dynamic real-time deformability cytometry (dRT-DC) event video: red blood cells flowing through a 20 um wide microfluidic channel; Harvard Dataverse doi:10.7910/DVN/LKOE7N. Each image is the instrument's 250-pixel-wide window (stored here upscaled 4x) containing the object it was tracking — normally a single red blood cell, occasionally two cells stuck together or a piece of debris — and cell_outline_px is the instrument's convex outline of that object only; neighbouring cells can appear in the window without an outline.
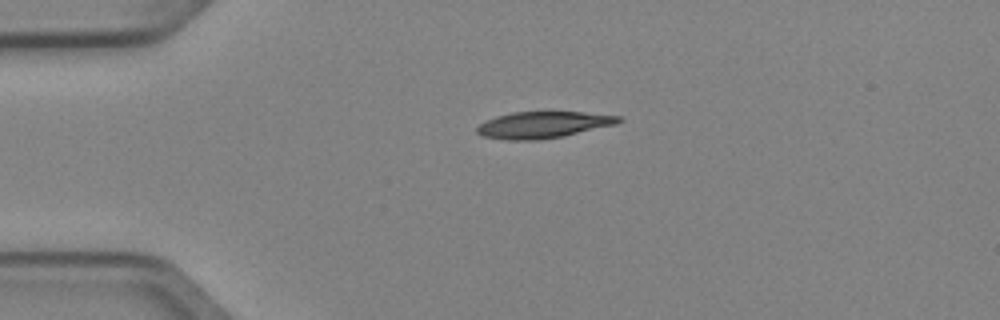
{"species": "Egyptian fruit bat (a non-hibernating species)", "species_latin": "Rousettus aegyptiacus", "temperature_condition": "cold", "stored_images_in_passage": 3, "camera_frame_rate_fps": 3000, "um_per_image_px": 0.085, "animal": {"sex": "female"}, "frame": {"image": 1, "passage_image": 1, "time_ms": 0.0, "image_size_px": [1000, 320], "cell_outline_px": [[624, 120], [616, 124], [564, 136], [540, 140], [508, 140], [484, 136], [476, 132], [476, 128], [480, 124], [496, 116], [512, 112], [584, 112], [620, 116]], "centroid_in_image_um": [46.19, 10.61], "position_along_channel_um": 38.8, "area_um2": 21.85}}
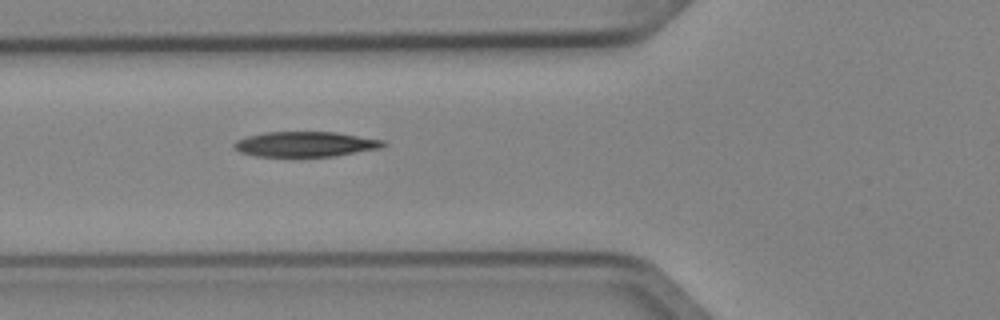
{"frame": {"image": 2, "passage_image": 3, "time_ms": 0.667, "image_size_px": [1000, 320], "cell_outline_px": [[388, 144], [384, 148], [336, 156], [256, 156], [240, 152], [232, 144], [236, 140], [248, 136], [264, 132], [336, 132], [384, 140]], "centroid_in_image_um": [26.02, 12.25], "position_along_channel_um": 99.8, "area_um2": 21.96}}